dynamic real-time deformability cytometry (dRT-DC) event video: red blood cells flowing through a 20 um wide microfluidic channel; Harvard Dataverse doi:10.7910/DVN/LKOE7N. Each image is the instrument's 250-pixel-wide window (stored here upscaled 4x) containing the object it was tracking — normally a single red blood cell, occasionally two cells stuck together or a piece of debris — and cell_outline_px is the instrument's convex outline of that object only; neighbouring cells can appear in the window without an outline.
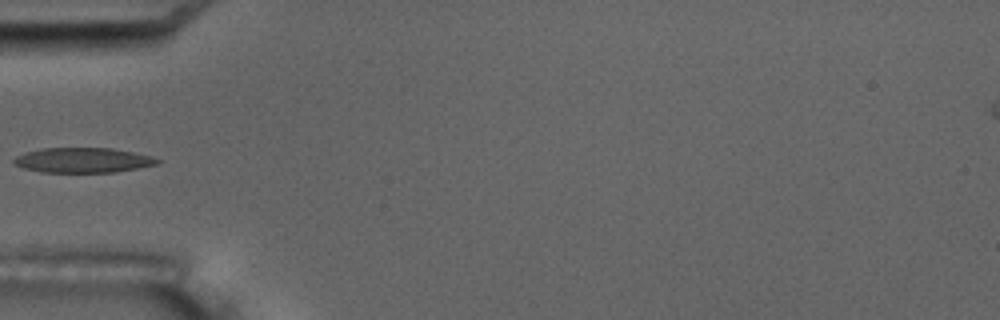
{"species": "common noctule bat (a hibernating species)", "species_latin": "Nyctalus noctula", "temperature_condition": "room temperature", "stored_images_in_passage": 5, "camera_frame_rate_fps": 3000, "um_per_image_px": 0.085, "animal": {"sex": "male", "body_mass_g": 17.5, "forearm_length_mm": 52.3}, "frame": {"image": 1, "passage_image": 5, "time_ms": 4.333, "image_size_px": [1000, 320], "cell_outline_px": [[160, 160], [156, 164], [116, 172], [40, 172], [24, 168], [12, 164], [12, 160], [16, 156], [24, 152], [44, 148], [112, 148], [132, 152], [148, 156]], "centroid_in_image_um": [6.96, 13.61], "position_along_channel_um": 78.0, "area_um2": 20.69}}